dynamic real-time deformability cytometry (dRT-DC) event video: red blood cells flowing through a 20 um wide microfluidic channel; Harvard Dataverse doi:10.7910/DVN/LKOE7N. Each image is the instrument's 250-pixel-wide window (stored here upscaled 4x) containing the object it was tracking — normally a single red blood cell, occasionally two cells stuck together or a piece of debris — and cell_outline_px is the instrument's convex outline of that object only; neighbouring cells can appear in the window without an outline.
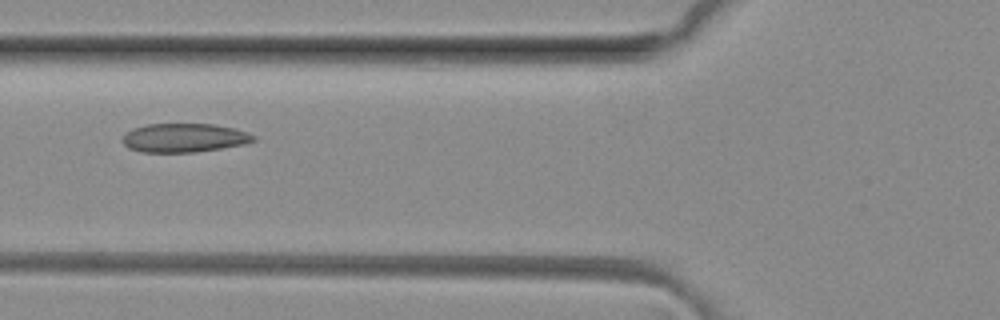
{"species": "common noctule bat (a hibernating species)", "species_latin": "Nyctalus noctula", "temperature_condition": "room temperature", "stored_images_in_passage": 5, "camera_frame_rate_fps": 3000, "um_per_image_px": 0.085, "animal": {"sex": "female", "body_mass_g": 29.2, "forearm_length_mm": 56.3}, "frame": {"image": 1, "passage_image": 5, "time_ms": 1.333, "image_size_px": [1000, 320], "cell_outline_px": [[256, 140], [244, 144], [196, 152], [140, 152], [128, 148], [120, 140], [124, 132], [132, 128], [148, 124], [212, 124], [232, 128], [256, 136]], "centroid_in_image_um": [15.57, 11.72], "position_along_channel_um": 110.2, "area_um2": 22.02}}